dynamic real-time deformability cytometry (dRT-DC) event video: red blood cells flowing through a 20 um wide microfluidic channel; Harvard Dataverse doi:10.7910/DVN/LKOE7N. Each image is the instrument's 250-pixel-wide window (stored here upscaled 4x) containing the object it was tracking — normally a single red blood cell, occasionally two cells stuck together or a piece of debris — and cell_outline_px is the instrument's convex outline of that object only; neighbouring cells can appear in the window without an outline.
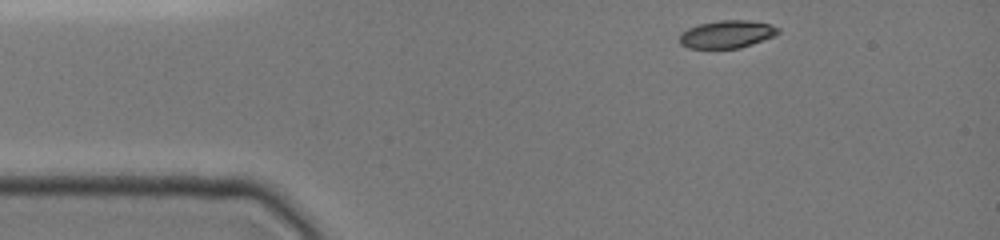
{"species": "common noctule bat (a hibernating species)", "species_latin": "Nyctalus noctula", "temperature_condition": "cold", "stored_images_in_passage": 7, "camera_frame_rate_fps": 3000, "um_per_image_px": 0.085, "animal": {"sex": "female", "body_mass_g": 19.0, "forearm_length_mm": 51.5}, "frame": {"image": 1, "passage_image": 1, "time_ms": 0.0, "image_size_px": [1000, 240], "cell_outline_px": [[780, 32], [776, 36], [740, 48], [688, 48], [680, 44], [680, 32], [688, 28], [700, 24], [720, 20], [748, 20], [768, 24], [780, 28]], "centroid_in_image_um": [61.8, 2.91], "position_along_channel_um": 23.2, "area_um2": 15.95}}
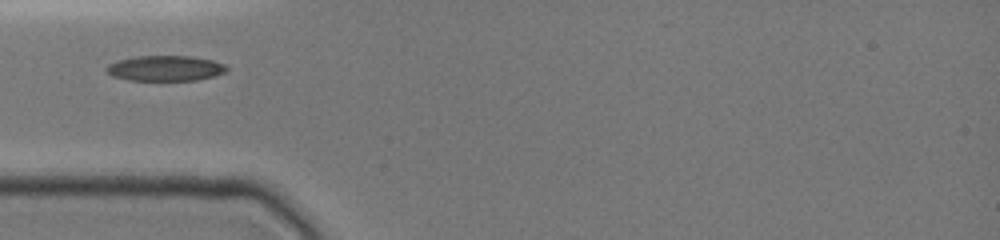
{"frame": {"image": 2, "passage_image": 6, "time_ms": 2.667, "image_size_px": [1000, 240], "cell_outline_px": [[228, 68], [224, 72], [216, 76], [196, 80], [128, 80], [112, 76], [108, 72], [108, 64], [120, 60], [136, 56], [192, 56], [212, 60], [224, 64]], "centroid_in_image_um": [14.08, 5.8], "position_along_channel_um": 70.9, "area_um2": 17.63}}